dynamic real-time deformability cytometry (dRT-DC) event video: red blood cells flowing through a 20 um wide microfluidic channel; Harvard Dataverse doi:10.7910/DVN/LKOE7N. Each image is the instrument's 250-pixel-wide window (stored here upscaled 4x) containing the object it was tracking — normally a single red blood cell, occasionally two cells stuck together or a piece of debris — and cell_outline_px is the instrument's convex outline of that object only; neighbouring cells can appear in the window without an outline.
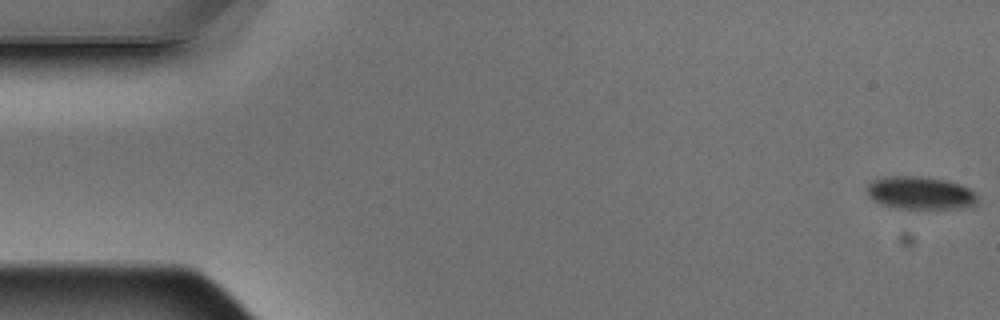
{"species": "Egyptian fruit bat (a non-hibernating species)", "species_latin": "Rousettus aegyptiacus", "temperature_condition": "warm", "stored_images_in_passage": 5, "segment_of_instrument_passage": [2, 2], "camera_frame_rate_fps": 3000, "um_per_image_px": 0.085, "animal": {"sex": "male"}, "frame": {"image": 1, "passage_image": 5, "time_ms": 1.333, "image_size_px": [1000, 320], "cell_outline_px": [[980, 196], [976, 204], [956, 208], [892, 208], [880, 204], [872, 200], [864, 192], [868, 184], [872, 180], [884, 176], [924, 176], [948, 180], [960, 184], [976, 192]], "centroid_in_image_um": [78.18, 16.38], "position_along_channel_um": 6.8, "area_um2": 21.62}}